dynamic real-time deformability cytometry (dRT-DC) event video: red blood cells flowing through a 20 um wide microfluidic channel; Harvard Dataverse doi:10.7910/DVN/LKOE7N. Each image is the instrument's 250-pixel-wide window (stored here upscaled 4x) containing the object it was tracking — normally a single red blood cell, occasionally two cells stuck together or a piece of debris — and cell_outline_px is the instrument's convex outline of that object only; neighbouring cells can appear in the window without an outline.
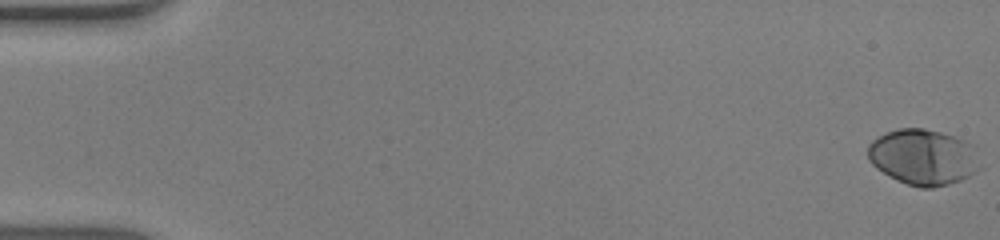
{"species": "human", "species_latin": "Homo sapiens", "temperature_condition": "warm", "stored_images_in_passage": 54, "camera_frame_rate_fps": 3000, "um_per_image_px": 0.085, "donor": {"sex": "male"}, "frame": {"image": 1, "passage_image": 1, "time_ms": 0.0, "image_size_px": [1000, 240], "cell_outline_px": [[984, 168], [960, 180], [948, 184], [932, 188], [920, 188], [896, 180], [888, 176], [876, 168], [868, 160], [868, 144], [872, 140], [888, 132], [900, 128], [924, 128], [940, 132], [976, 144]], "centroid_in_image_um": [78.54, 13.36], "position_along_channel_um": 6.5, "area_um2": 37.11}}
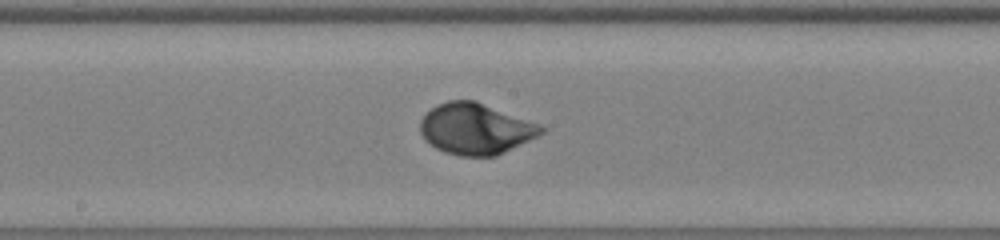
{"frame": {"image": 2, "passage_image": 30, "time_ms": 9.667, "image_size_px": [1000, 240], "cell_outline_px": [[548, 128], [544, 132], [496, 156], [460, 156], [444, 152], [436, 148], [424, 140], [420, 132], [420, 120], [436, 104], [448, 100], [476, 100], [540, 124]], "centroid_in_image_um": [40.41, 10.94], "position_along_channel_um": 207.8, "area_um2": 36.07}}
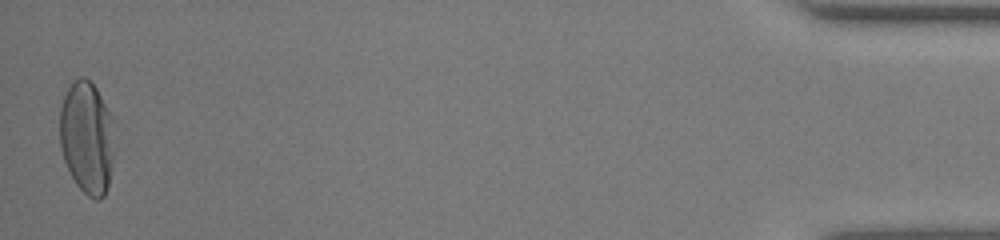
{"frame": {"image": 3, "passage_image": 54, "time_ms": 17.667, "image_size_px": [1000, 240], "cell_outline_px": [[112, 156], [108, 184], [104, 196], [100, 200], [96, 200], [88, 196], [76, 184], [64, 160], [60, 148], [60, 108], [64, 96], [72, 80], [80, 76], [84, 76], [96, 88], [112, 116]], "centroid_in_image_um": [7.36, 11.67], "position_along_channel_um": 427.8, "area_um2": 35.55}, "authors_computed_cell_mechanics": {"area_um2": 34.969, "velocity_mm_per_s": 3.8723, "shape_relaxation_time_tau1_ms": 3.2639, "shape_relaxation_time_tau2_ms": null, "deformation_change_tau1": 0.1969, "deformation_change_tau2": null}}